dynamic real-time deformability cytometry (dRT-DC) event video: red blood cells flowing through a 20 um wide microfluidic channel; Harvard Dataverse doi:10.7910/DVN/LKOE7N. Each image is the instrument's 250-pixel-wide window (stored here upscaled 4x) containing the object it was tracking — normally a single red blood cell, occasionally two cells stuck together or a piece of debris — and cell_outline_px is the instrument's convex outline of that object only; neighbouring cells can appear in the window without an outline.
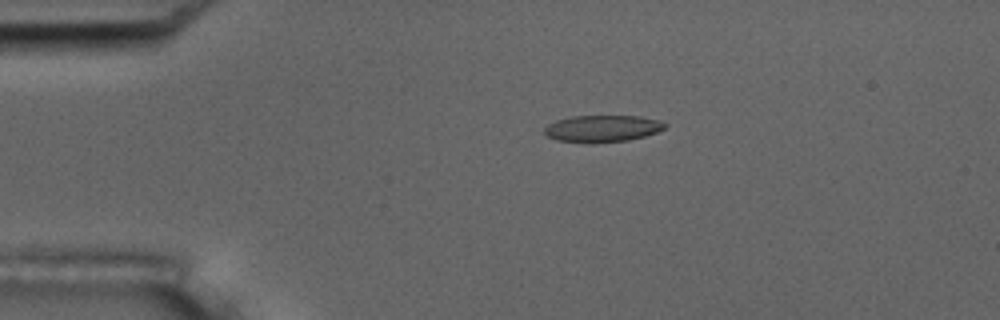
{"species": "common noctule bat (a hibernating species)", "species_latin": "Nyctalus noctula", "temperature_condition": "room temperature", "stored_images_in_passage": 44, "camera_frame_rate_fps": 3000, "um_per_image_px": 0.085, "animal": {"sex": "male", "body_mass_g": 17.5, "forearm_length_mm": 52.3}, "frame": {"image": 1, "passage_image": 1, "time_ms": 0.0, "image_size_px": [1000, 320], "cell_outline_px": [[668, 124], [664, 128], [656, 132], [644, 136], [628, 140], [592, 144], [556, 140], [548, 136], [544, 132], [544, 128], [548, 124], [556, 120], [572, 116], [640, 116], [660, 120]], "centroid_in_image_um": [51.19, 10.93], "position_along_channel_um": 33.8, "area_um2": 19.02}}
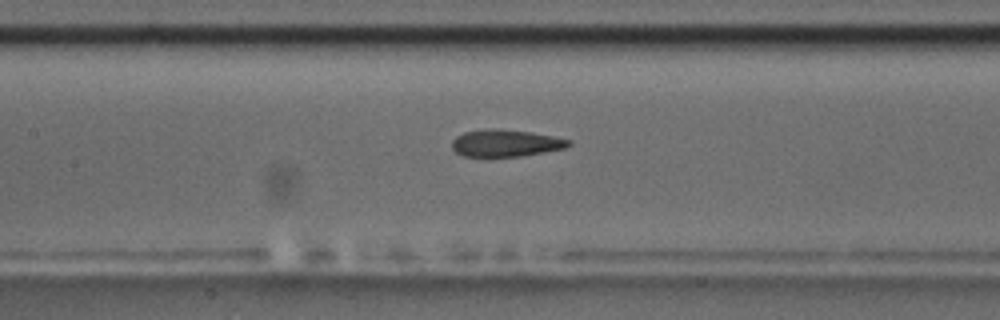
{"frame": {"image": 2, "passage_image": 15, "time_ms": 4.667, "image_size_px": [1000, 320], "cell_outline_px": [[572, 144], [564, 148], [544, 152], [520, 156], [464, 156], [456, 152], [452, 148], [452, 140], [456, 136], [464, 132], [484, 128], [500, 128], [532, 132], [572, 140]], "centroid_in_image_um": [42.97, 12.14], "position_along_channel_um": 164.4, "area_um2": 18.5}}
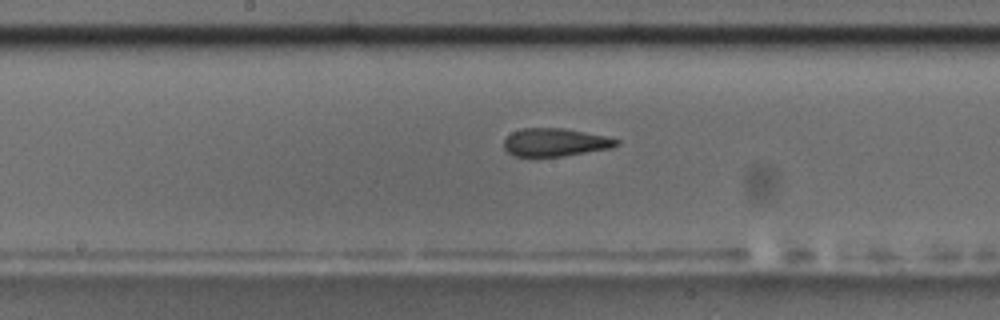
{"frame": {"image": 3, "passage_image": 18, "time_ms": 5.667, "image_size_px": [1000, 320], "cell_outline_px": [[620, 144], [612, 148], [560, 156], [516, 156], [508, 152], [504, 148], [504, 140], [512, 132], [524, 128], [564, 128], [604, 136], [620, 140]], "centroid_in_image_um": [47.19, 12.09], "position_along_channel_um": 201.0, "area_um2": 18.15}, "authors_computed_cell_mechanics": {"area_um2": 19.1029, "velocity_mm_per_s": 3.6888, "shape_relaxation_time_tau1_ms": null, "shape_relaxation_time_tau2_ms": 1.7167, "deformation_change_tau1": null, "deformation_change_tau2": 0.0944}}